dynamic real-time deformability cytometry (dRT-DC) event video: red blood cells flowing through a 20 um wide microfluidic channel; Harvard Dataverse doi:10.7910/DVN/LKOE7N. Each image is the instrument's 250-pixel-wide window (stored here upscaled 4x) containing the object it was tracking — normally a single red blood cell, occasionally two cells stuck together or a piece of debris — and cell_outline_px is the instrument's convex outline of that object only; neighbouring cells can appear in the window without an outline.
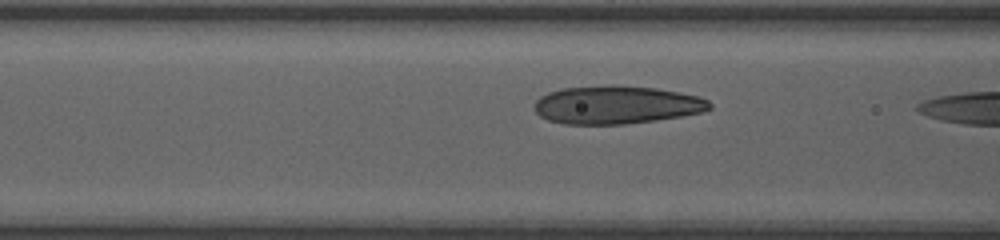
{"species": "human", "species_latin": "Homo sapiens", "temperature_condition": "room temperature", "stored_images_in_passage": 8, "camera_frame_rate_fps": 3000, "um_per_image_px": 0.085, "donor": {"sex": "female"}, "frame": {"image": 1, "passage_image": 7, "time_ms": 2.0, "image_size_px": [1000, 240], "cell_outline_px": [[712, 108], [700, 112], [680, 116], [656, 120], [624, 124], [564, 124], [548, 120], [540, 116], [536, 112], [532, 104], [540, 96], [548, 92], [564, 88], [608, 84], [612, 84], [656, 88], [696, 96], [708, 100], [712, 104]], "centroid_in_image_um": [52.34, 8.9], "position_along_channel_um": 114.3, "area_um2": 39.02}}